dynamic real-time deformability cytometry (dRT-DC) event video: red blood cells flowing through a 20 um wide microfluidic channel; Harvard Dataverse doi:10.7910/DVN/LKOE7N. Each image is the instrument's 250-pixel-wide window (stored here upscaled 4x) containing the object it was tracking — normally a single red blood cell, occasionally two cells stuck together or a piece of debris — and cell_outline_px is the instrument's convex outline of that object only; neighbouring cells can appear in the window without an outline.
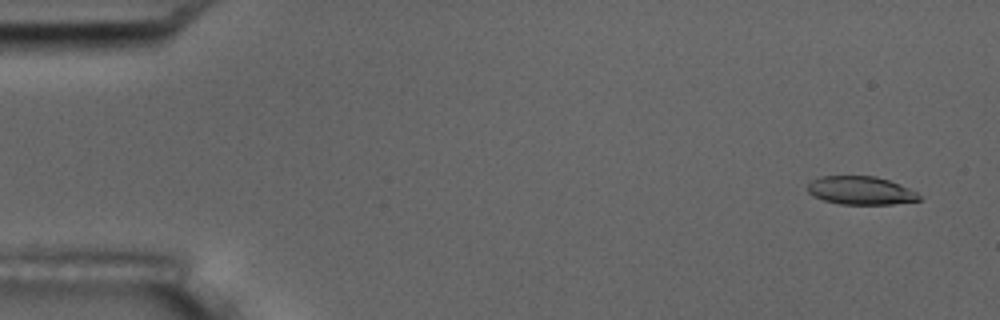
{"species": "common noctule bat (a hibernating species)", "species_latin": "Nyctalus noctula", "temperature_condition": "room temperature", "stored_images_in_passage": 5, "camera_frame_rate_fps": 3000, "um_per_image_px": 0.085, "animal": {"sex": "male", "body_mass_g": 17.5, "forearm_length_mm": 52.3}, "frame": {"image": 1, "passage_image": 1, "time_ms": 0.0, "image_size_px": [1000, 320], "cell_outline_px": [[920, 200], [892, 204], [840, 204], [824, 200], [812, 196], [808, 192], [808, 184], [812, 180], [820, 176], [876, 176], [888, 180], [908, 188], [916, 192], [920, 196]], "centroid_in_image_um": [73.13, 16.19], "position_along_channel_um": 11.9, "area_um2": 18.26}}
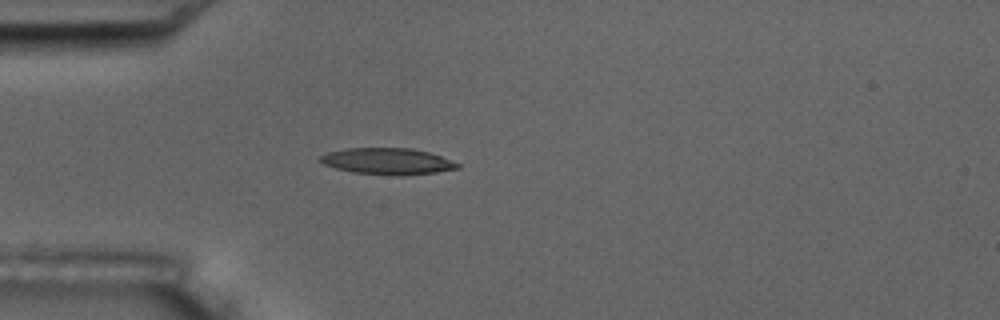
{"frame": {"image": 2, "passage_image": 5, "time_ms": 4.333, "image_size_px": [1000, 320], "cell_outline_px": [[460, 168], [436, 172], [396, 176], [352, 172], [336, 168], [324, 164], [320, 160], [320, 156], [328, 152], [348, 148], [412, 148], [428, 152], [440, 156], [460, 164]], "centroid_in_image_um": [32.94, 13.71], "position_along_channel_um": 52.1, "area_um2": 20.98}}